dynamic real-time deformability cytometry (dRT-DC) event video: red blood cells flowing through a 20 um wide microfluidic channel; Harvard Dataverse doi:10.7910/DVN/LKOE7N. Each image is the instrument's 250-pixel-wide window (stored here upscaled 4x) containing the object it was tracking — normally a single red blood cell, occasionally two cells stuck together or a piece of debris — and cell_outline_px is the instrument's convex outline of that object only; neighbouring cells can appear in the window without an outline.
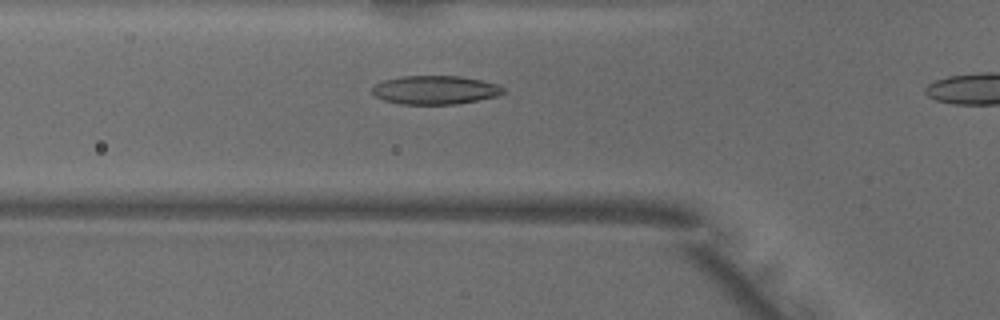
{"species": "common noctule bat (a hibernating species)", "species_latin": "Nyctalus noctula", "temperature_condition": "warm", "stored_images_in_passage": 5, "camera_frame_rate_fps": 3000, "um_per_image_px": 0.085, "animal": {"sex": "male", "body_mass_g": 18.8}, "frame": {"image": 1, "passage_image": 4, "time_ms": 1.0, "image_size_px": [1000, 320], "cell_outline_px": [[504, 92], [496, 96], [456, 104], [400, 104], [384, 100], [376, 96], [372, 92], [372, 88], [376, 84], [384, 80], [400, 76], [460, 76], [484, 80], [500, 84], [504, 88]], "centroid_in_image_um": [37.01, 7.64], "position_along_channel_um": 88.8, "area_um2": 21.91}}